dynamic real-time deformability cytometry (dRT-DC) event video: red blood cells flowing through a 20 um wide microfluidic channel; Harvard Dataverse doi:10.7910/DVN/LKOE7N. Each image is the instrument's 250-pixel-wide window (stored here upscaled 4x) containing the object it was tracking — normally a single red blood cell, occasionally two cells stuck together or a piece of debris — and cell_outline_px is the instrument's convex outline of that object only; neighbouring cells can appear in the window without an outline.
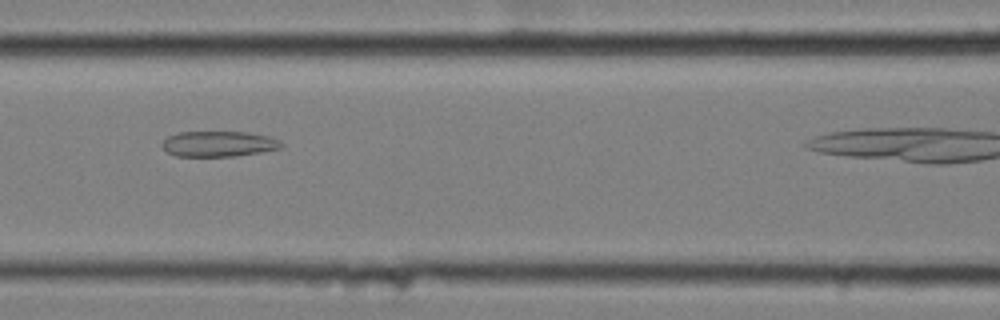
{"species": "common noctule bat (a hibernating species)", "species_latin": "Nyctalus noctula", "temperature_condition": "cold", "stored_images_in_passage": 33, "camera_frame_rate_fps": 3000, "um_per_image_px": 0.085, "animal": {"sex": "female", "body_mass_g": 25.1}, "frame": {"image": 1, "passage_image": 11, "time_ms": 3.333, "image_size_px": [1000, 320], "cell_outline_px": [[284, 148], [260, 152], [232, 156], [176, 156], [168, 152], [160, 144], [168, 136], [180, 132], [248, 132], [268, 136], [280, 140], [284, 144]], "centroid_in_image_um": [18.62, 12.22], "position_along_channel_um": 148.0, "area_um2": 17.74}}
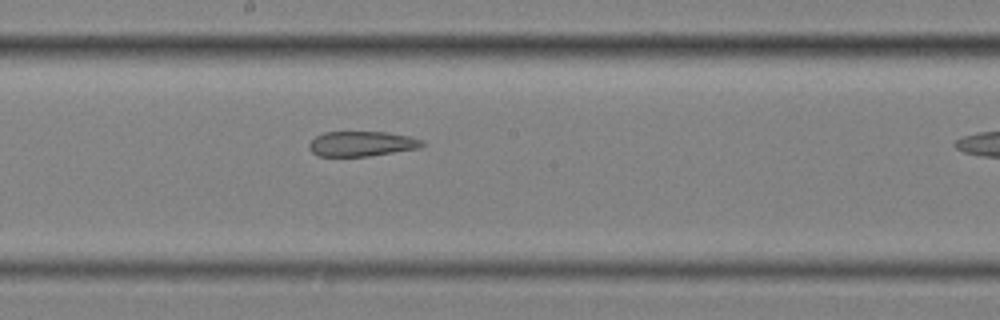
{"frame": {"image": 2, "passage_image": 17, "time_ms": 5.333, "image_size_px": [1000, 320], "cell_outline_px": [[424, 144], [420, 148], [368, 156], [316, 156], [308, 148], [308, 144], [316, 136], [324, 132], [388, 132], [412, 136], [424, 140]], "centroid_in_image_um": [30.76, 12.21], "position_along_channel_um": 217.4, "area_um2": 16.65}}
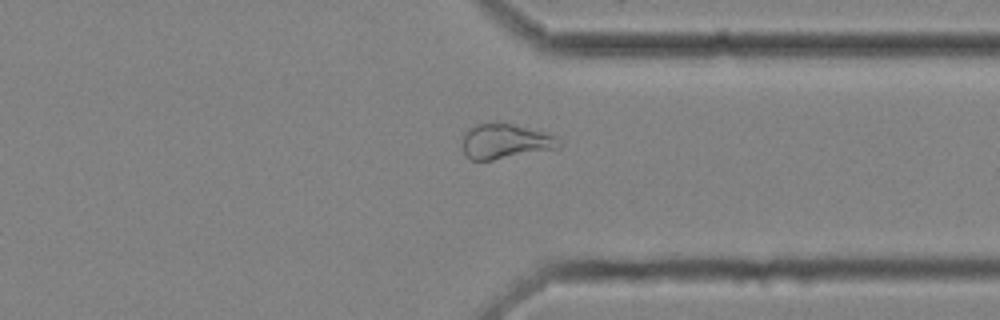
{"frame": {"image": 3, "passage_image": 30, "time_ms": 9.667, "image_size_px": [1000, 320], "cell_outline_px": [[564, 144], [560, 148], [492, 160], [472, 160], [464, 152], [464, 132], [476, 124], [512, 124], [556, 136]], "centroid_in_image_um": [43.0, 12.03], "position_along_channel_um": 368.4, "area_um2": 19.25}}